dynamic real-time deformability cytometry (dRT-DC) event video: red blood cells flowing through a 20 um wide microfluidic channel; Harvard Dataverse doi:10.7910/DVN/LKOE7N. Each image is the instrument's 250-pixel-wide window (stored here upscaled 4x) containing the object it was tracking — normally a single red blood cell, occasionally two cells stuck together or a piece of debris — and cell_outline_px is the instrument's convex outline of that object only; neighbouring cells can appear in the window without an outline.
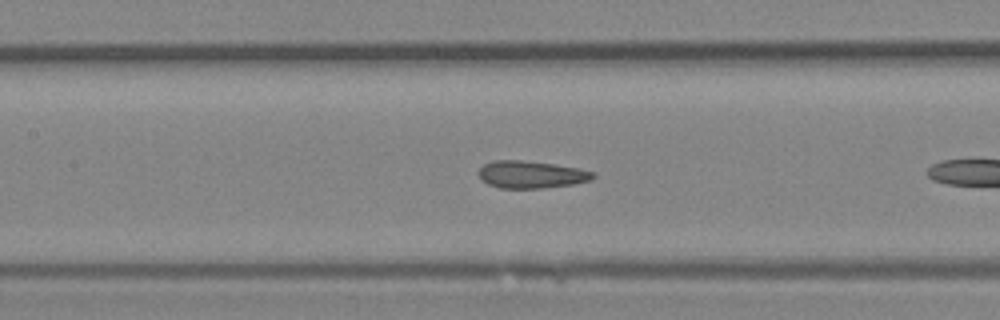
{"species": "Egyptian fruit bat (a non-hibernating species)", "species_latin": "Rousettus aegyptiacus", "temperature_condition": "room temperature", "stored_images_in_passage": 9, "camera_frame_rate_fps": 3000, "um_per_image_px": 0.085, "animal": {"sex": "female"}, "frame": {"image": 1, "passage_image": 8, "time_ms": 2.333, "image_size_px": [1000, 320], "cell_outline_px": [[596, 176], [592, 180], [572, 184], [544, 188], [500, 188], [488, 184], [480, 180], [480, 168], [484, 164], [492, 160], [520, 160], [552, 164], [580, 168], [596, 172]], "centroid_in_image_um": [45.18, 14.83], "position_along_channel_um": 162.2, "area_um2": 18.26}}